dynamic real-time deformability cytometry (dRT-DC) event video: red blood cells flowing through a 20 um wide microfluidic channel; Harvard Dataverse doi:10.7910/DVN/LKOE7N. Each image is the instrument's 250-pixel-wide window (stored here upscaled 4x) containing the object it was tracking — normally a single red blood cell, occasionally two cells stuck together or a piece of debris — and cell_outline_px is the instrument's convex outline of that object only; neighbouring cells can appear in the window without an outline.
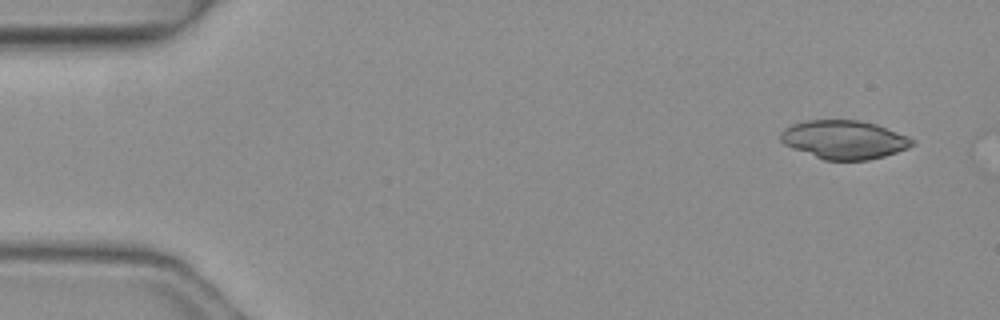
{"species": "common noctule bat (a hibernating species)", "species_latin": "Nyctalus noctula", "temperature_condition": "warm", "stored_images_in_passage": 5, "segment_of_instrument_passage": [2, 2], "camera_frame_rate_fps": 3000, "um_per_image_px": 0.085, "animal": {"sex": "female", "body_mass_g": 19.3, "forearm_length_mm": 54.1}, "frame": {"image": 1, "passage_image": 5, "time_ms": 1.333, "image_size_px": [1000, 320], "cell_outline_px": [[916, 140], [908, 148], [884, 156], [868, 160], [824, 160], [792, 148], [784, 144], [780, 140], [780, 132], [784, 128], [792, 124], [804, 120], [860, 120], [876, 124], [908, 136]], "centroid_in_image_um": [71.73, 11.86], "position_along_channel_um": 13.3, "area_um2": 29.65}}